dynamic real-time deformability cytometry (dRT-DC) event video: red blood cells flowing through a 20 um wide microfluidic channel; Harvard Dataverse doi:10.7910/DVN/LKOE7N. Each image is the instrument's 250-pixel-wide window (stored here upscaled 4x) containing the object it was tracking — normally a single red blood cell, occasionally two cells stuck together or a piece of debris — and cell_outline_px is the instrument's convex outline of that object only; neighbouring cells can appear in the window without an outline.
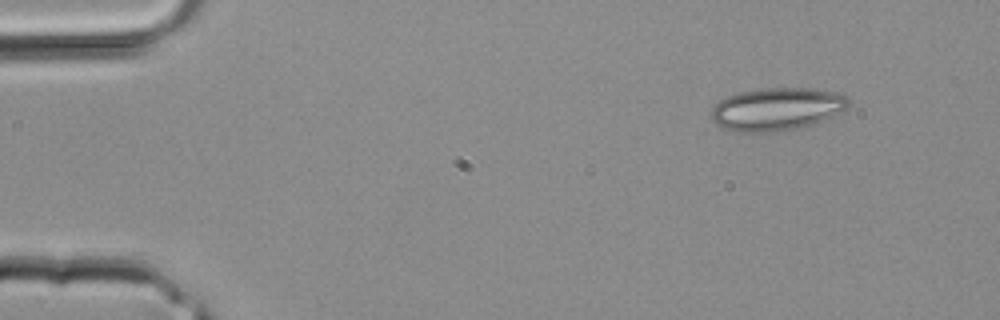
{"species": "common noctule bat (a hibernating species)", "species_latin": "Nyctalus noctula", "temperature_condition": "room temperature", "stored_images_in_passage": 3, "camera_frame_rate_fps": 3000, "um_per_image_px": 0.085, "animal": {"sex": "male", "body_mass_g": 20.4}, "frame": {"image": 1, "passage_image": 1, "time_ms": 0.0, "image_size_px": [1000, 320], "cell_outline_px": [[848, 108], [832, 116], [804, 128], [776, 132], [736, 132], [720, 128], [712, 120], [712, 108], [720, 100], [728, 96], [740, 92], [764, 88], [808, 88], [836, 92], [848, 96]], "centroid_in_image_um": [66.03, 9.29], "position_along_channel_um": 19.0, "area_um2": 34.51}}